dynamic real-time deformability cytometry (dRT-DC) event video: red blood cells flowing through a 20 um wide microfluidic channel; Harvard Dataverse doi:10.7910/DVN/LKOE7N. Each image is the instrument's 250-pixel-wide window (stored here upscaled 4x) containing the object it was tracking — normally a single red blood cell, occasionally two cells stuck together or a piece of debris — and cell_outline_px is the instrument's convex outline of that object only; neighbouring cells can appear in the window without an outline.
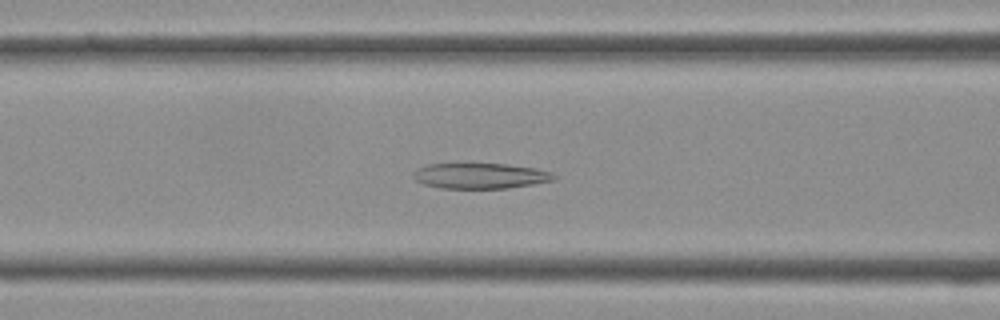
{"species": "Egyptian fruit bat (a non-hibernating species)", "species_latin": "Rousettus aegyptiacus", "temperature_condition": "cold", "stored_images_in_passage": 40, "camera_frame_rate_fps": 3000, "um_per_image_px": 0.085, "frame": {"image": 1, "passage_image": 15, "time_ms": 4.667, "image_size_px": [1000, 320], "cell_outline_px": [[556, 180], [508, 188], [440, 188], [424, 184], [416, 180], [412, 176], [416, 168], [428, 164], [508, 164], [536, 168], [552, 172], [556, 176]], "centroid_in_image_um": [40.84, 14.94], "position_along_channel_um": 125.8, "area_um2": 20.92}}
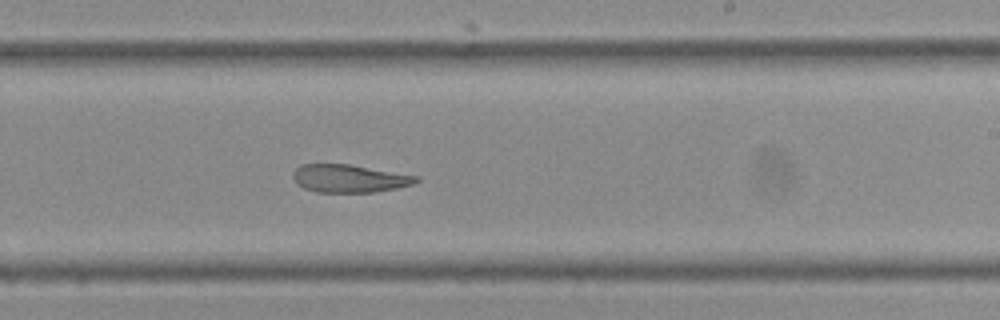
{"frame": {"image": 2, "passage_image": 23, "time_ms": 7.333, "image_size_px": [1000, 320], "cell_outline_px": [[420, 180], [412, 184], [396, 188], [376, 192], [316, 192], [304, 188], [296, 184], [292, 176], [292, 172], [300, 164], [348, 164], [420, 176]], "centroid_in_image_um": [29.67, 15.17], "position_along_channel_um": 259.3, "area_um2": 20.11}}
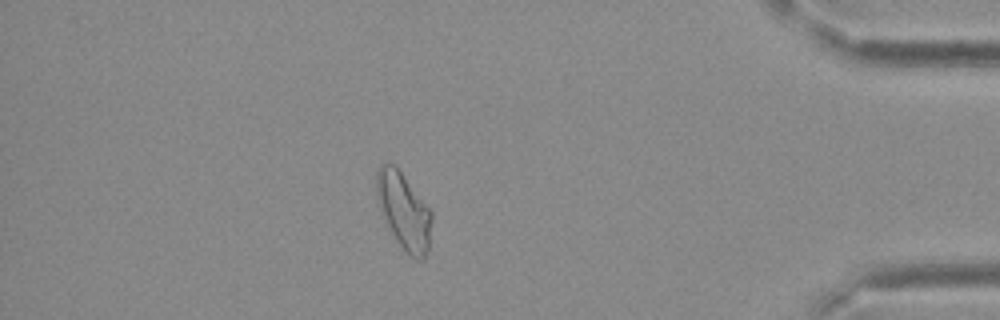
{"frame": {"image": 3, "passage_image": 34, "time_ms": 11.0, "image_size_px": [1000, 320], "cell_outline_px": [[432, 220], [428, 252], [424, 260], [416, 260], [400, 244], [384, 224], [380, 212], [376, 192], [376, 172], [380, 164], [396, 164], [432, 212]], "centroid_in_image_um": [34.31, 17.92], "position_along_channel_um": 400.9, "area_um2": 24.85}}